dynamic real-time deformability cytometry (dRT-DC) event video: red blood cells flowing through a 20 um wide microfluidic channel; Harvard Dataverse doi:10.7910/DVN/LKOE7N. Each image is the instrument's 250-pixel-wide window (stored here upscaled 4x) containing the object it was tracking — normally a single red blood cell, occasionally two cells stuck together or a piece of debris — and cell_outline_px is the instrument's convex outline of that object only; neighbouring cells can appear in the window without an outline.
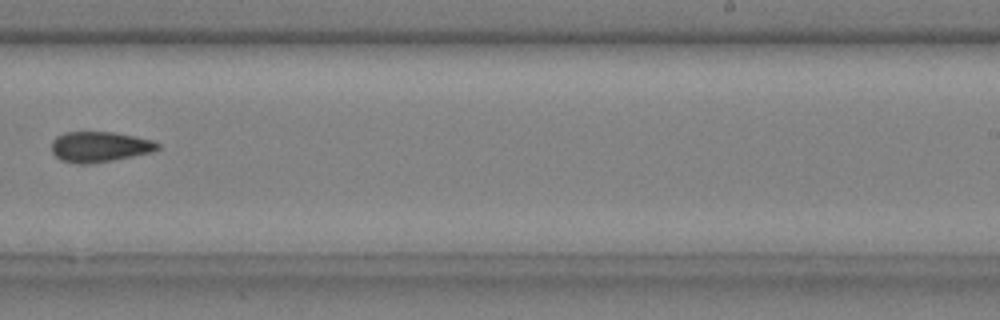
{"species": "common noctule bat (a hibernating species)", "species_latin": "Nyctalus noctula", "temperature_condition": "cold", "stored_images_in_passage": 14, "camera_frame_rate_fps": 3000, "um_per_image_px": 0.085, "animal": {"sex": "male", "body_mass_g": 20.4}, "frame": {"image": 1, "passage_image": 10, "time_ms": 3.0, "image_size_px": [1000, 320], "cell_outline_px": [[160, 148], [152, 152], [112, 160], [84, 164], [80, 164], [60, 160], [52, 152], [52, 140], [56, 136], [64, 132], [112, 132], [152, 140], [160, 144]], "centroid_in_image_um": [8.44, 12.47], "position_along_channel_um": 280.6, "area_um2": 18.67}}